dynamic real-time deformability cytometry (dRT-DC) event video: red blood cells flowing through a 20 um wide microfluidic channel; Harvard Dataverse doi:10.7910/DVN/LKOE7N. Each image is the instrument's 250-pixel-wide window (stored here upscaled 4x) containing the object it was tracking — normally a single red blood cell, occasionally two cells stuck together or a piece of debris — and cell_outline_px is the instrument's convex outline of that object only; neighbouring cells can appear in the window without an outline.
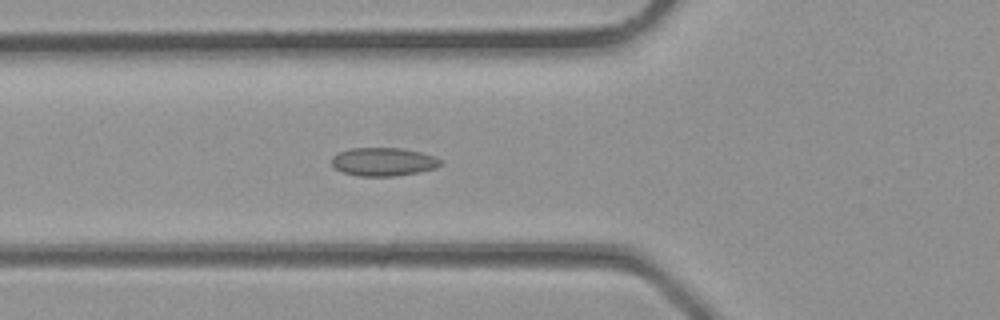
{"species": "common noctule bat (a hibernating species)", "species_latin": "Nyctalus noctula", "temperature_condition": "room temperature", "stored_images_in_passage": 26, "camera_frame_rate_fps": 3000, "um_per_image_px": 0.085, "animal": {"sex": "male", "body_mass_g": 23.1, "forearm_length_mm": 52.7}, "frame": {"image": 1, "passage_image": 5, "time_ms": 1.333, "image_size_px": [1000, 320], "cell_outline_px": [[444, 164], [436, 168], [420, 172], [392, 176], [360, 176], [344, 172], [336, 168], [332, 164], [332, 156], [348, 148], [404, 148], [436, 156], [444, 160]], "centroid_in_image_um": [32.66, 13.74], "position_along_channel_um": 93.1, "area_um2": 18.15}}
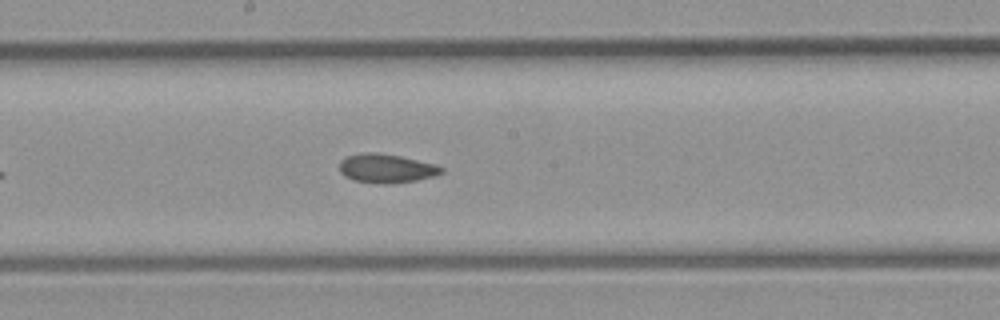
{"frame": {"image": 2, "passage_image": 11, "time_ms": 3.333, "image_size_px": [1000, 320], "cell_outline_px": [[444, 172], [432, 176], [416, 180], [384, 184], [380, 184], [352, 180], [344, 176], [340, 172], [340, 160], [348, 156], [364, 152], [380, 152], [400, 156], [436, 164], [444, 168]], "centroid_in_image_um": [32.82, 14.3], "position_along_channel_um": 215.4, "area_um2": 17.22}}
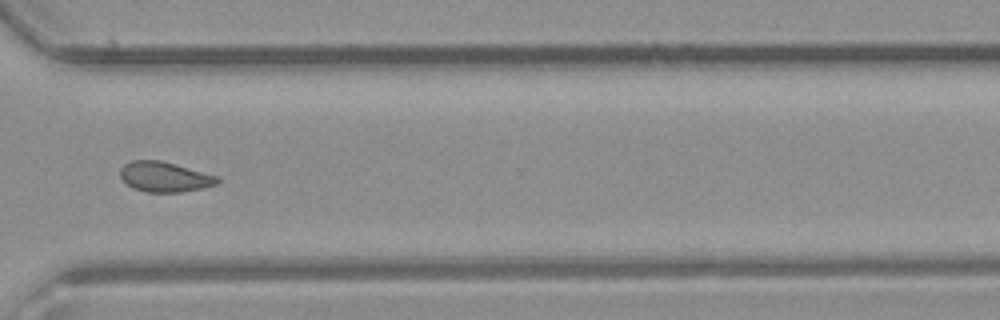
{"frame": {"image": 3, "passage_image": 18, "time_ms": 5.667, "image_size_px": [1000, 320], "cell_outline_px": [[220, 180], [216, 184], [204, 188], [180, 192], [148, 192], [132, 188], [120, 176], [120, 168], [124, 164], [132, 160], [160, 160], [176, 164], [216, 176]], "centroid_in_image_um": [13.97, 15.03], "position_along_channel_um": 356.6, "area_um2": 16.94}}